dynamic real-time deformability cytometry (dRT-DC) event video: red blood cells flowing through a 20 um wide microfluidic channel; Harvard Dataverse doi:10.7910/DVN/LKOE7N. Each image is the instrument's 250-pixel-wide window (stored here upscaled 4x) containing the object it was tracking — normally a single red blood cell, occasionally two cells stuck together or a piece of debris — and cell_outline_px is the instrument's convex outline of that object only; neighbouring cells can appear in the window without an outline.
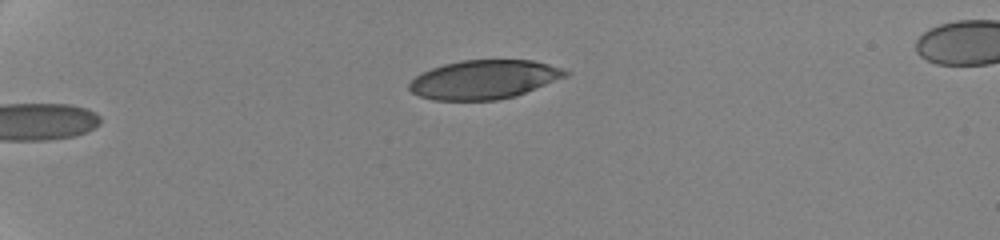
{"species": "human", "species_latin": "Homo sapiens", "temperature_condition": "cold", "stored_images_in_passage": 4, "camera_frame_rate_fps": 3000, "um_per_image_px": 0.085, "donor": {"sex": "female"}, "frame": {"image": 1, "passage_image": 1, "time_ms": 0.0, "image_size_px": [1000, 240], "cell_outline_px": [[572, 72], [568, 76], [524, 92], [512, 96], [496, 100], [432, 100], [420, 96], [412, 92], [408, 88], [408, 84], [416, 76], [432, 68], [444, 64], [460, 60], [532, 60], [548, 64]], "centroid_in_image_um": [41.13, 6.75], "position_along_channel_um": 43.9, "area_um2": 35.08}}
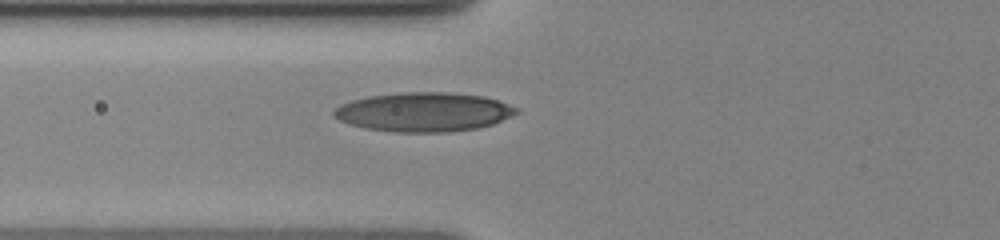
{"frame": {"image": 2, "passage_image": 4, "time_ms": 3.0, "image_size_px": [1000, 240], "cell_outline_px": [[520, 112], [512, 116], [492, 124], [476, 128], [448, 132], [396, 132], [364, 128], [348, 124], [332, 116], [332, 112], [340, 104], [352, 100], [368, 96], [400, 92], [444, 92], [484, 96], [520, 108]], "centroid_in_image_um": [36.0, 9.52], "position_along_channel_um": 89.8, "area_um2": 41.79}}